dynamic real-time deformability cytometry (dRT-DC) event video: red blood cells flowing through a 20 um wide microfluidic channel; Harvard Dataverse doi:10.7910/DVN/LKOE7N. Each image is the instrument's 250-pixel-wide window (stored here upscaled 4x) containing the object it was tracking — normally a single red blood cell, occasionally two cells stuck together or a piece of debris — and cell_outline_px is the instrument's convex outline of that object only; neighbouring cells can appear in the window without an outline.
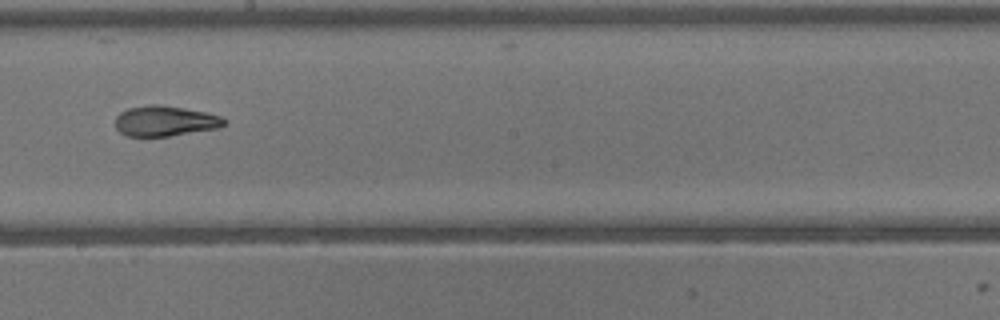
{"species": "common noctule bat (a hibernating species)", "species_latin": "Nyctalus noctula", "temperature_condition": "warm", "stored_images_in_passage": 40, "camera_frame_rate_fps": 3000, "um_per_image_px": 0.085, "animal": {"sex": "male", "body_mass_g": 13.3}, "frame": {"image": 1, "passage_image": 23, "time_ms": 7.333, "image_size_px": [1000, 320], "cell_outline_px": [[228, 124], [220, 128], [168, 136], [128, 136], [120, 132], [116, 128], [116, 116], [120, 112], [128, 108], [152, 104], [156, 104], [184, 108], [208, 112], [220, 116], [228, 120]], "centroid_in_image_um": [14.08, 10.28], "position_along_channel_um": 234.1, "area_um2": 19.42}}